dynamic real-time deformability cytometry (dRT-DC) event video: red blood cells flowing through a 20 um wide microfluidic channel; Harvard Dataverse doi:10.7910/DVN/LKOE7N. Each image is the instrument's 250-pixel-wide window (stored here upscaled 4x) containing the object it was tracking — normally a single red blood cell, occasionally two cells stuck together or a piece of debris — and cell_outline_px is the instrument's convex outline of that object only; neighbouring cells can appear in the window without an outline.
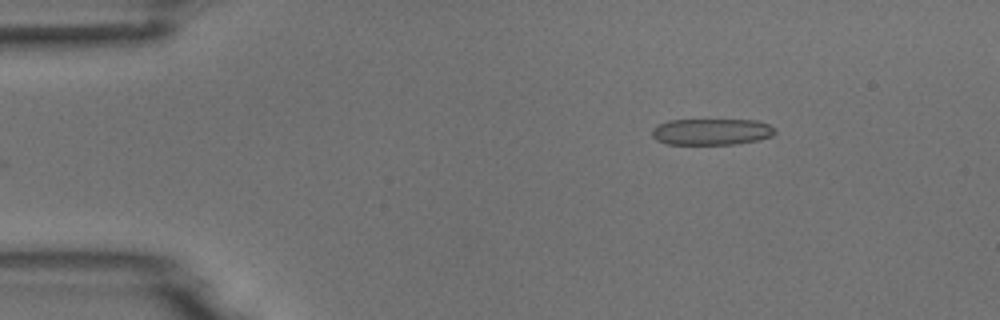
{"species": "common noctule bat (a hibernating species)", "species_latin": "Nyctalus noctula", "temperature_condition": "room temperature", "stored_images_in_passage": 4, "camera_frame_rate_fps": 3000, "um_per_image_px": 0.085, "animal": {"sex": "male", "body_mass_g": 18.8}, "frame": {"image": 1, "passage_image": 2, "time_ms": 2.0, "image_size_px": [1000, 320], "cell_outline_px": [[776, 132], [772, 136], [760, 140], [736, 144], [668, 144], [656, 140], [652, 136], [652, 128], [656, 124], [668, 120], [756, 120], [768, 124]], "centroid_in_image_um": [60.45, 11.2], "position_along_channel_um": 24.6, "area_um2": 19.02}}